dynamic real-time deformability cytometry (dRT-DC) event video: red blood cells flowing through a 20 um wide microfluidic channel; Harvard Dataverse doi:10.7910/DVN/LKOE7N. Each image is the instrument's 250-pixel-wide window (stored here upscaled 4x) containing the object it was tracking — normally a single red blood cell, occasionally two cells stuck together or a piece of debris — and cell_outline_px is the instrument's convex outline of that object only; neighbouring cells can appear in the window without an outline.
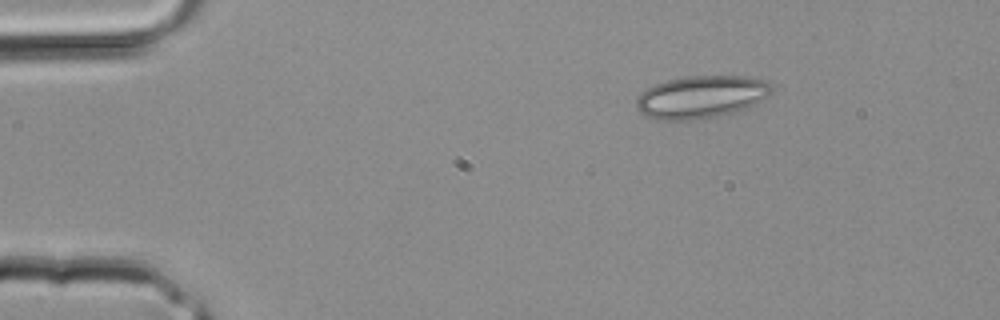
{"species": "common noctule bat (a hibernating species)", "species_latin": "Nyctalus noctula", "temperature_condition": "room temperature", "stored_images_in_passage": 2, "camera_frame_rate_fps": 3000, "um_per_image_px": 0.085, "animal": {"sex": "male", "body_mass_g": 20.4}, "frame": {"image": 1, "passage_image": 1, "time_ms": 0.0, "image_size_px": [1000, 320], "cell_outline_px": [[772, 92], [768, 96], [756, 104], [748, 108], [716, 116], [692, 120], [656, 120], [644, 116], [636, 108], [636, 96], [640, 92], [652, 84], [684, 76], [744, 76], [764, 80], [772, 88]], "centroid_in_image_um": [59.54, 8.24], "position_along_channel_um": 25.5, "area_um2": 33.87}}